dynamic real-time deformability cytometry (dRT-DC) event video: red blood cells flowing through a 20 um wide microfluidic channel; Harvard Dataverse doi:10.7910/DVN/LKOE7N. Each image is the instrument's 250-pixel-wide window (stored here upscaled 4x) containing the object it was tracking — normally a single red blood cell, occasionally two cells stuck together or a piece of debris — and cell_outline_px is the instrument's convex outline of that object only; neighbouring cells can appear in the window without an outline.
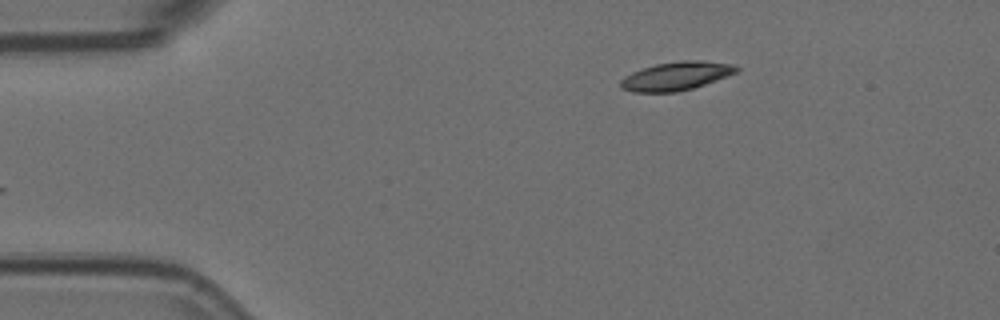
{"species": "Egyptian fruit bat (a non-hibernating species)", "species_latin": "Rousettus aegyptiacus", "temperature_condition": "room temperature", "stored_images_in_passage": 3, "camera_frame_rate_fps": 3000, "um_per_image_px": 0.085, "animal": {"sex": "female"}, "frame": {"image": 1, "passage_image": 3, "time_ms": 0.667, "image_size_px": [1000, 320], "cell_outline_px": [[740, 68], [736, 72], [728, 76], [692, 88], [676, 92], [632, 92], [620, 88], [620, 80], [624, 76], [632, 72], [656, 64], [680, 60], [704, 60], [736, 64]], "centroid_in_image_um": [57.49, 6.45], "position_along_channel_um": 27.5, "area_um2": 19.36}}